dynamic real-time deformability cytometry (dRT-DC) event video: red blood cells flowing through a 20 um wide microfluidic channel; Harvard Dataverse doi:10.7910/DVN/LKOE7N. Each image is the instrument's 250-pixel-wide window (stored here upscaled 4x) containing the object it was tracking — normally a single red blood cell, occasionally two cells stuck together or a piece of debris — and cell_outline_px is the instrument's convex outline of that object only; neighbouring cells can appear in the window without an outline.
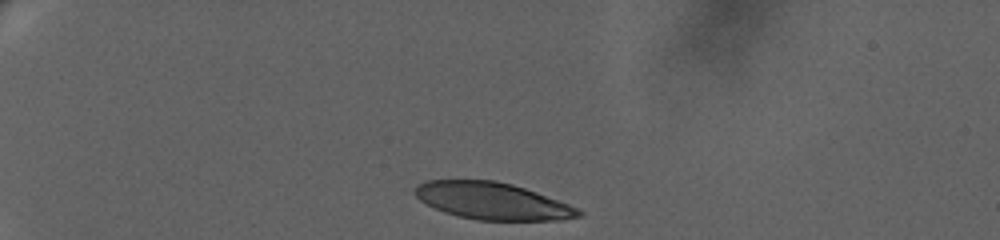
{"species": "human", "species_latin": "Homo sapiens", "temperature_condition": "warm", "stored_images_in_passage": 26, "camera_frame_rate_fps": 3000, "um_per_image_px": 0.085, "donor": {"sex": "female"}, "frame": {"image": 1, "passage_image": 1, "time_ms": 0.0, "image_size_px": [1000, 240], "cell_outline_px": [[584, 212], [580, 216], [564, 220], [476, 220], [444, 212], [420, 200], [412, 192], [420, 184], [428, 180], [496, 180], [512, 184], [536, 192], [580, 208]], "centroid_in_image_um": [41.89, 17.09], "position_along_channel_um": 43.1, "area_um2": 35.14}}
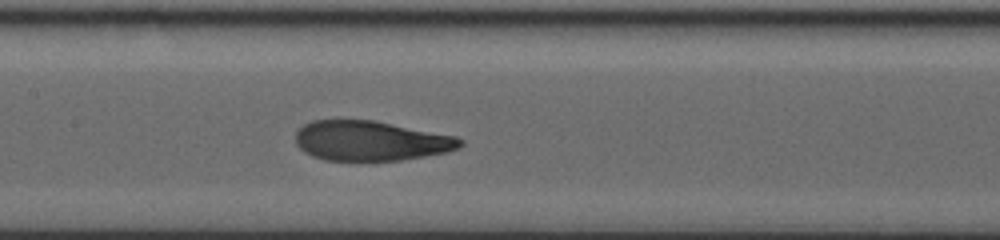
{"frame": {"image": 2, "passage_image": 14, "time_ms": 6.333, "image_size_px": [1000, 240], "cell_outline_px": [[464, 144], [460, 148], [448, 152], [400, 160], [324, 160], [312, 156], [304, 152], [296, 144], [296, 132], [304, 124], [312, 120], [372, 120], [456, 136], [464, 140]], "centroid_in_image_um": [31.52, 11.97], "position_along_channel_um": 175.9, "area_um2": 38.21}}
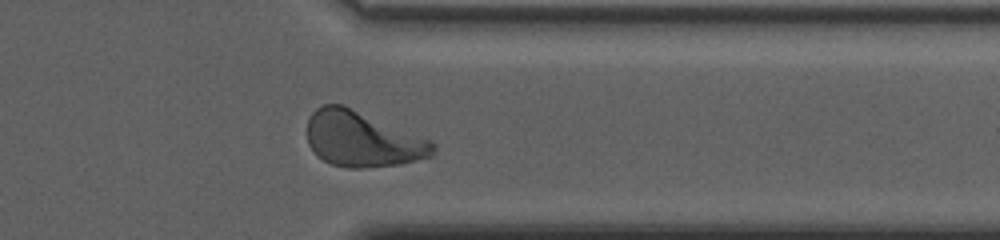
{"frame": {"image": 3, "passage_image": 24, "time_ms": 12.667, "image_size_px": [1000, 240], "cell_outline_px": [[436, 148], [432, 156], [400, 164], [364, 168], [348, 168], [332, 164], [316, 156], [308, 144], [308, 120], [312, 112], [316, 108], [324, 104], [344, 104], [432, 140], [436, 144]], "centroid_in_image_um": [30.81, 11.82], "position_along_channel_um": 380.6, "area_um2": 40.98}, "authors_computed_cell_mechanics": {"area_um2": 39.304, "velocity_mm_per_s": 3.2327, "shape_relaxation_time_tau1_ms": 6.6562, "shape_relaxation_time_tau2_ms": 1.1478, "deformation_change_tau1": 0.2783, "deformation_change_tau2": 0.0799}}